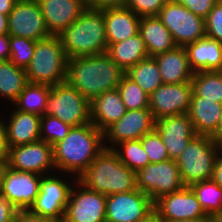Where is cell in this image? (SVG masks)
<instances>
[{"label":"cell","mask_w":222,"mask_h":222,"mask_svg":"<svg viewBox=\"0 0 222 222\" xmlns=\"http://www.w3.org/2000/svg\"><path fill=\"white\" fill-rule=\"evenodd\" d=\"M108 46L122 42L139 32L141 17L124 7L103 10Z\"/></svg>","instance_id":"44dd1931"},{"label":"cell","mask_w":222,"mask_h":222,"mask_svg":"<svg viewBox=\"0 0 222 222\" xmlns=\"http://www.w3.org/2000/svg\"><path fill=\"white\" fill-rule=\"evenodd\" d=\"M10 58L17 67L26 69L33 57L36 41L10 35Z\"/></svg>","instance_id":"8d00e7d4"},{"label":"cell","mask_w":222,"mask_h":222,"mask_svg":"<svg viewBox=\"0 0 222 222\" xmlns=\"http://www.w3.org/2000/svg\"><path fill=\"white\" fill-rule=\"evenodd\" d=\"M139 222H163V220L155 211H153L145 219L140 220Z\"/></svg>","instance_id":"816d5d0a"},{"label":"cell","mask_w":222,"mask_h":222,"mask_svg":"<svg viewBox=\"0 0 222 222\" xmlns=\"http://www.w3.org/2000/svg\"><path fill=\"white\" fill-rule=\"evenodd\" d=\"M221 146L211 136L195 135L176 160L185 186L212 179Z\"/></svg>","instance_id":"8992f818"},{"label":"cell","mask_w":222,"mask_h":222,"mask_svg":"<svg viewBox=\"0 0 222 222\" xmlns=\"http://www.w3.org/2000/svg\"><path fill=\"white\" fill-rule=\"evenodd\" d=\"M125 72L105 52L68 58L66 81L90 102L118 87Z\"/></svg>","instance_id":"6da1fadb"},{"label":"cell","mask_w":222,"mask_h":222,"mask_svg":"<svg viewBox=\"0 0 222 222\" xmlns=\"http://www.w3.org/2000/svg\"><path fill=\"white\" fill-rule=\"evenodd\" d=\"M67 61L58 35H50L36 41L35 51L26 68L30 83L55 86L66 81Z\"/></svg>","instance_id":"5b68a950"},{"label":"cell","mask_w":222,"mask_h":222,"mask_svg":"<svg viewBox=\"0 0 222 222\" xmlns=\"http://www.w3.org/2000/svg\"><path fill=\"white\" fill-rule=\"evenodd\" d=\"M91 123L104 131L127 111L117 88L103 92L90 102Z\"/></svg>","instance_id":"d4e9b609"},{"label":"cell","mask_w":222,"mask_h":222,"mask_svg":"<svg viewBox=\"0 0 222 222\" xmlns=\"http://www.w3.org/2000/svg\"><path fill=\"white\" fill-rule=\"evenodd\" d=\"M189 65L198 71H222V43L203 37L185 46Z\"/></svg>","instance_id":"7402d4cb"},{"label":"cell","mask_w":222,"mask_h":222,"mask_svg":"<svg viewBox=\"0 0 222 222\" xmlns=\"http://www.w3.org/2000/svg\"><path fill=\"white\" fill-rule=\"evenodd\" d=\"M8 34V15L0 13V35Z\"/></svg>","instance_id":"681fc988"},{"label":"cell","mask_w":222,"mask_h":222,"mask_svg":"<svg viewBox=\"0 0 222 222\" xmlns=\"http://www.w3.org/2000/svg\"><path fill=\"white\" fill-rule=\"evenodd\" d=\"M117 89L127 110L149 108V95L126 74L122 76Z\"/></svg>","instance_id":"e575fe53"},{"label":"cell","mask_w":222,"mask_h":222,"mask_svg":"<svg viewBox=\"0 0 222 222\" xmlns=\"http://www.w3.org/2000/svg\"><path fill=\"white\" fill-rule=\"evenodd\" d=\"M154 211V202L139 189L106 197V222H139Z\"/></svg>","instance_id":"7c38bea8"},{"label":"cell","mask_w":222,"mask_h":222,"mask_svg":"<svg viewBox=\"0 0 222 222\" xmlns=\"http://www.w3.org/2000/svg\"><path fill=\"white\" fill-rule=\"evenodd\" d=\"M206 37L222 43V0H219L205 19Z\"/></svg>","instance_id":"ab89813d"},{"label":"cell","mask_w":222,"mask_h":222,"mask_svg":"<svg viewBox=\"0 0 222 222\" xmlns=\"http://www.w3.org/2000/svg\"><path fill=\"white\" fill-rule=\"evenodd\" d=\"M192 94L191 82L162 84L149 96V109L155 120L187 113Z\"/></svg>","instance_id":"ac0fdd59"},{"label":"cell","mask_w":222,"mask_h":222,"mask_svg":"<svg viewBox=\"0 0 222 222\" xmlns=\"http://www.w3.org/2000/svg\"><path fill=\"white\" fill-rule=\"evenodd\" d=\"M168 0H126L125 7L139 17L158 16Z\"/></svg>","instance_id":"f35d334b"},{"label":"cell","mask_w":222,"mask_h":222,"mask_svg":"<svg viewBox=\"0 0 222 222\" xmlns=\"http://www.w3.org/2000/svg\"><path fill=\"white\" fill-rule=\"evenodd\" d=\"M9 146L7 143L6 127L4 121L0 120V160H7Z\"/></svg>","instance_id":"f6af8a7d"},{"label":"cell","mask_w":222,"mask_h":222,"mask_svg":"<svg viewBox=\"0 0 222 222\" xmlns=\"http://www.w3.org/2000/svg\"><path fill=\"white\" fill-rule=\"evenodd\" d=\"M18 0H0V13L8 15Z\"/></svg>","instance_id":"c3c4849f"},{"label":"cell","mask_w":222,"mask_h":222,"mask_svg":"<svg viewBox=\"0 0 222 222\" xmlns=\"http://www.w3.org/2000/svg\"><path fill=\"white\" fill-rule=\"evenodd\" d=\"M43 175L13 170L6 165L1 184L2 196L17 210H30L39 194Z\"/></svg>","instance_id":"5bb4252c"},{"label":"cell","mask_w":222,"mask_h":222,"mask_svg":"<svg viewBox=\"0 0 222 222\" xmlns=\"http://www.w3.org/2000/svg\"><path fill=\"white\" fill-rule=\"evenodd\" d=\"M212 180L222 187V149L217 154Z\"/></svg>","instance_id":"7dc6e473"},{"label":"cell","mask_w":222,"mask_h":222,"mask_svg":"<svg viewBox=\"0 0 222 222\" xmlns=\"http://www.w3.org/2000/svg\"><path fill=\"white\" fill-rule=\"evenodd\" d=\"M74 182L63 222H106L107 196L86 188L78 180Z\"/></svg>","instance_id":"30bf717a"},{"label":"cell","mask_w":222,"mask_h":222,"mask_svg":"<svg viewBox=\"0 0 222 222\" xmlns=\"http://www.w3.org/2000/svg\"><path fill=\"white\" fill-rule=\"evenodd\" d=\"M45 114L79 127L91 122L90 101L64 81L52 86Z\"/></svg>","instance_id":"52a82bcc"},{"label":"cell","mask_w":222,"mask_h":222,"mask_svg":"<svg viewBox=\"0 0 222 222\" xmlns=\"http://www.w3.org/2000/svg\"><path fill=\"white\" fill-rule=\"evenodd\" d=\"M113 150L120 161L136 173L150 163L140 139L120 142Z\"/></svg>","instance_id":"836d02e7"},{"label":"cell","mask_w":222,"mask_h":222,"mask_svg":"<svg viewBox=\"0 0 222 222\" xmlns=\"http://www.w3.org/2000/svg\"><path fill=\"white\" fill-rule=\"evenodd\" d=\"M155 122L149 108L127 110L117 122L103 131L104 148L114 149L120 142L141 139L155 129Z\"/></svg>","instance_id":"4fadbf2b"},{"label":"cell","mask_w":222,"mask_h":222,"mask_svg":"<svg viewBox=\"0 0 222 222\" xmlns=\"http://www.w3.org/2000/svg\"><path fill=\"white\" fill-rule=\"evenodd\" d=\"M154 58L159 66L163 84L191 82L194 72L190 68L185 47L176 46Z\"/></svg>","instance_id":"603a6c76"},{"label":"cell","mask_w":222,"mask_h":222,"mask_svg":"<svg viewBox=\"0 0 222 222\" xmlns=\"http://www.w3.org/2000/svg\"><path fill=\"white\" fill-rule=\"evenodd\" d=\"M56 174L43 175L39 194L30 208L33 214L63 222L65 209L69 200L71 183Z\"/></svg>","instance_id":"8fae6325"},{"label":"cell","mask_w":222,"mask_h":222,"mask_svg":"<svg viewBox=\"0 0 222 222\" xmlns=\"http://www.w3.org/2000/svg\"><path fill=\"white\" fill-rule=\"evenodd\" d=\"M86 188L106 196L137 189L136 172L124 165L113 149L104 148L77 178Z\"/></svg>","instance_id":"3957f363"},{"label":"cell","mask_w":222,"mask_h":222,"mask_svg":"<svg viewBox=\"0 0 222 222\" xmlns=\"http://www.w3.org/2000/svg\"><path fill=\"white\" fill-rule=\"evenodd\" d=\"M58 36L68 58L105 53L108 43L103 11L86 9Z\"/></svg>","instance_id":"277c9868"},{"label":"cell","mask_w":222,"mask_h":222,"mask_svg":"<svg viewBox=\"0 0 222 222\" xmlns=\"http://www.w3.org/2000/svg\"><path fill=\"white\" fill-rule=\"evenodd\" d=\"M138 33L144 40L149 57L170 51L177 46L171 32L157 16L141 17Z\"/></svg>","instance_id":"4316f807"},{"label":"cell","mask_w":222,"mask_h":222,"mask_svg":"<svg viewBox=\"0 0 222 222\" xmlns=\"http://www.w3.org/2000/svg\"><path fill=\"white\" fill-rule=\"evenodd\" d=\"M29 83L26 69L17 67L10 60L0 61V96L12 103Z\"/></svg>","instance_id":"f1b7e54d"},{"label":"cell","mask_w":222,"mask_h":222,"mask_svg":"<svg viewBox=\"0 0 222 222\" xmlns=\"http://www.w3.org/2000/svg\"><path fill=\"white\" fill-rule=\"evenodd\" d=\"M8 34L34 41L50 36L37 0H18L8 14Z\"/></svg>","instance_id":"2e32d148"},{"label":"cell","mask_w":222,"mask_h":222,"mask_svg":"<svg viewBox=\"0 0 222 222\" xmlns=\"http://www.w3.org/2000/svg\"><path fill=\"white\" fill-rule=\"evenodd\" d=\"M137 189L148 195L153 202L175 192L185 185L176 160L149 163L136 173Z\"/></svg>","instance_id":"9c48e42d"},{"label":"cell","mask_w":222,"mask_h":222,"mask_svg":"<svg viewBox=\"0 0 222 222\" xmlns=\"http://www.w3.org/2000/svg\"><path fill=\"white\" fill-rule=\"evenodd\" d=\"M103 149V132L94 124L72 127L63 140L53 145L56 171L74 175L77 180Z\"/></svg>","instance_id":"7a4b0ae2"},{"label":"cell","mask_w":222,"mask_h":222,"mask_svg":"<svg viewBox=\"0 0 222 222\" xmlns=\"http://www.w3.org/2000/svg\"><path fill=\"white\" fill-rule=\"evenodd\" d=\"M192 96H200L222 104V71H198L193 73Z\"/></svg>","instance_id":"1f68e13d"},{"label":"cell","mask_w":222,"mask_h":222,"mask_svg":"<svg viewBox=\"0 0 222 222\" xmlns=\"http://www.w3.org/2000/svg\"><path fill=\"white\" fill-rule=\"evenodd\" d=\"M87 9L106 10L124 7L126 0H84Z\"/></svg>","instance_id":"b9f144b4"},{"label":"cell","mask_w":222,"mask_h":222,"mask_svg":"<svg viewBox=\"0 0 222 222\" xmlns=\"http://www.w3.org/2000/svg\"><path fill=\"white\" fill-rule=\"evenodd\" d=\"M207 216L222 211V187L212 179L190 185Z\"/></svg>","instance_id":"d6a6232c"},{"label":"cell","mask_w":222,"mask_h":222,"mask_svg":"<svg viewBox=\"0 0 222 222\" xmlns=\"http://www.w3.org/2000/svg\"><path fill=\"white\" fill-rule=\"evenodd\" d=\"M6 165H7L6 160H0V193H1L2 175Z\"/></svg>","instance_id":"db71d44e"},{"label":"cell","mask_w":222,"mask_h":222,"mask_svg":"<svg viewBox=\"0 0 222 222\" xmlns=\"http://www.w3.org/2000/svg\"><path fill=\"white\" fill-rule=\"evenodd\" d=\"M143 149L148 155L150 163H159L169 160L167 148L165 147L161 136L154 129L145 134L141 139Z\"/></svg>","instance_id":"74e56055"},{"label":"cell","mask_w":222,"mask_h":222,"mask_svg":"<svg viewBox=\"0 0 222 222\" xmlns=\"http://www.w3.org/2000/svg\"><path fill=\"white\" fill-rule=\"evenodd\" d=\"M72 126L62 122L60 119L44 114L40 121V138L51 146L63 140L71 130Z\"/></svg>","instance_id":"d590c367"},{"label":"cell","mask_w":222,"mask_h":222,"mask_svg":"<svg viewBox=\"0 0 222 222\" xmlns=\"http://www.w3.org/2000/svg\"><path fill=\"white\" fill-rule=\"evenodd\" d=\"M50 35H59L87 9L84 0H37Z\"/></svg>","instance_id":"ffe728a7"},{"label":"cell","mask_w":222,"mask_h":222,"mask_svg":"<svg viewBox=\"0 0 222 222\" xmlns=\"http://www.w3.org/2000/svg\"><path fill=\"white\" fill-rule=\"evenodd\" d=\"M155 130L167 148L169 159L173 160L179 158L189 141L196 135L187 113L157 119Z\"/></svg>","instance_id":"d6986e66"},{"label":"cell","mask_w":222,"mask_h":222,"mask_svg":"<svg viewBox=\"0 0 222 222\" xmlns=\"http://www.w3.org/2000/svg\"><path fill=\"white\" fill-rule=\"evenodd\" d=\"M14 222H59L51 218L33 214L30 210H18Z\"/></svg>","instance_id":"ee69618b"},{"label":"cell","mask_w":222,"mask_h":222,"mask_svg":"<svg viewBox=\"0 0 222 222\" xmlns=\"http://www.w3.org/2000/svg\"><path fill=\"white\" fill-rule=\"evenodd\" d=\"M154 211L163 222L207 217L190 186L160 197L154 202Z\"/></svg>","instance_id":"e0dca14e"},{"label":"cell","mask_w":222,"mask_h":222,"mask_svg":"<svg viewBox=\"0 0 222 222\" xmlns=\"http://www.w3.org/2000/svg\"><path fill=\"white\" fill-rule=\"evenodd\" d=\"M125 74L149 96L163 84L159 66L154 57H147L141 60L135 66H131Z\"/></svg>","instance_id":"4dcf8cb0"},{"label":"cell","mask_w":222,"mask_h":222,"mask_svg":"<svg viewBox=\"0 0 222 222\" xmlns=\"http://www.w3.org/2000/svg\"><path fill=\"white\" fill-rule=\"evenodd\" d=\"M17 211L15 206L0 193V222H14Z\"/></svg>","instance_id":"7bdbcfd3"},{"label":"cell","mask_w":222,"mask_h":222,"mask_svg":"<svg viewBox=\"0 0 222 222\" xmlns=\"http://www.w3.org/2000/svg\"><path fill=\"white\" fill-rule=\"evenodd\" d=\"M197 16L206 19L219 0H175Z\"/></svg>","instance_id":"60d3db41"},{"label":"cell","mask_w":222,"mask_h":222,"mask_svg":"<svg viewBox=\"0 0 222 222\" xmlns=\"http://www.w3.org/2000/svg\"><path fill=\"white\" fill-rule=\"evenodd\" d=\"M218 145L222 146V114L216 133L212 136Z\"/></svg>","instance_id":"f907efd6"},{"label":"cell","mask_w":222,"mask_h":222,"mask_svg":"<svg viewBox=\"0 0 222 222\" xmlns=\"http://www.w3.org/2000/svg\"><path fill=\"white\" fill-rule=\"evenodd\" d=\"M10 113L9 121L6 122L4 119L9 147L29 144L41 140V116L32 113H24L16 109L13 113Z\"/></svg>","instance_id":"484cf974"},{"label":"cell","mask_w":222,"mask_h":222,"mask_svg":"<svg viewBox=\"0 0 222 222\" xmlns=\"http://www.w3.org/2000/svg\"><path fill=\"white\" fill-rule=\"evenodd\" d=\"M7 166L13 170L47 175L50 169L55 170L53 146L39 140L29 144L9 147Z\"/></svg>","instance_id":"9a60e30c"},{"label":"cell","mask_w":222,"mask_h":222,"mask_svg":"<svg viewBox=\"0 0 222 222\" xmlns=\"http://www.w3.org/2000/svg\"><path fill=\"white\" fill-rule=\"evenodd\" d=\"M157 17L171 32L177 46L185 47L206 36L205 19L175 0H168Z\"/></svg>","instance_id":"ba28073f"},{"label":"cell","mask_w":222,"mask_h":222,"mask_svg":"<svg viewBox=\"0 0 222 222\" xmlns=\"http://www.w3.org/2000/svg\"><path fill=\"white\" fill-rule=\"evenodd\" d=\"M10 35H0V61L9 60L10 58Z\"/></svg>","instance_id":"bcb514c9"},{"label":"cell","mask_w":222,"mask_h":222,"mask_svg":"<svg viewBox=\"0 0 222 222\" xmlns=\"http://www.w3.org/2000/svg\"><path fill=\"white\" fill-rule=\"evenodd\" d=\"M51 88L50 85L29 82L13 102L16 105V110L43 116L46 112Z\"/></svg>","instance_id":"f546056e"},{"label":"cell","mask_w":222,"mask_h":222,"mask_svg":"<svg viewBox=\"0 0 222 222\" xmlns=\"http://www.w3.org/2000/svg\"><path fill=\"white\" fill-rule=\"evenodd\" d=\"M175 222H211V220H210V216H207V217L196 218V219L178 220Z\"/></svg>","instance_id":"f5cc1de1"},{"label":"cell","mask_w":222,"mask_h":222,"mask_svg":"<svg viewBox=\"0 0 222 222\" xmlns=\"http://www.w3.org/2000/svg\"><path fill=\"white\" fill-rule=\"evenodd\" d=\"M187 114L196 135L212 137L221 119L222 104L200 96H192Z\"/></svg>","instance_id":"cb8c5ba5"},{"label":"cell","mask_w":222,"mask_h":222,"mask_svg":"<svg viewBox=\"0 0 222 222\" xmlns=\"http://www.w3.org/2000/svg\"><path fill=\"white\" fill-rule=\"evenodd\" d=\"M106 53L124 72L149 57L139 33L122 42L109 45Z\"/></svg>","instance_id":"83f0119b"},{"label":"cell","mask_w":222,"mask_h":222,"mask_svg":"<svg viewBox=\"0 0 222 222\" xmlns=\"http://www.w3.org/2000/svg\"><path fill=\"white\" fill-rule=\"evenodd\" d=\"M211 222H222V211L210 216Z\"/></svg>","instance_id":"11a10c76"}]
</instances>
